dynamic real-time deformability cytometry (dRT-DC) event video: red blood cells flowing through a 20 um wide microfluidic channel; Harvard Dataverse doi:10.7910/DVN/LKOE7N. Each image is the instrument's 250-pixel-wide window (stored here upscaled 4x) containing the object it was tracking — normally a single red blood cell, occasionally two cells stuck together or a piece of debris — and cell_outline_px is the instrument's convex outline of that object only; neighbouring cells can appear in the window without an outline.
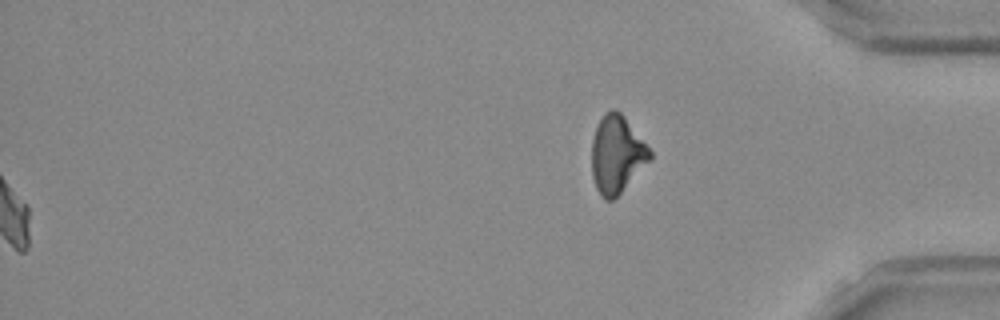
{"species": "Egyptian fruit bat (a non-hibernating species)", "species_latin": "Rousettus aegyptiacus", "temperature_condition": "room temperature", "stored_images_in_passage": 41, "segment_of_instrument_passage": [2, 2], "camera_frame_rate_fps": 3000, "um_per_image_px": 0.085, "frame": {"image": 1, "passage_image": 41, "time_ms": 13.333, "image_size_px": [1000, 320], "cell_outline_px": [[652, 156], [620, 192], [612, 200], [608, 200], [600, 196], [596, 188], [592, 176], [592, 140], [596, 128], [604, 112], [612, 108], [616, 108], [624, 116], [652, 152]], "centroid_in_image_um": [52.39, 13.09], "position_along_channel_um": 382.8, "area_um2": 25.72}}